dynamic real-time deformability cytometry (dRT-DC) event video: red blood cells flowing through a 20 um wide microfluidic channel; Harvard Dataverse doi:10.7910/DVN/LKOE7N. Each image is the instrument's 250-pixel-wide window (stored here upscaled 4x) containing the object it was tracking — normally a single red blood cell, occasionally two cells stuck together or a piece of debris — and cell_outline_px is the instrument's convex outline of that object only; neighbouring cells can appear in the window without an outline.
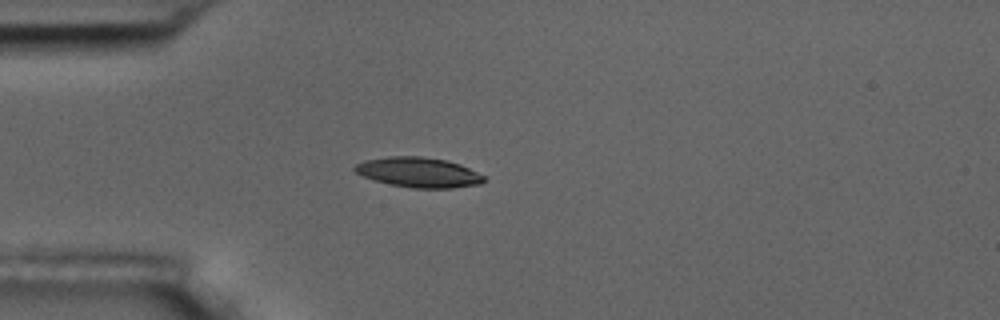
{"species": "common noctule bat (a hibernating species)", "species_latin": "Nyctalus noctula", "temperature_condition": "room temperature", "stored_images_in_passage": 4, "camera_frame_rate_fps": 3000, "um_per_image_px": 0.085, "animal": {"sex": "male", "body_mass_g": 17.5, "forearm_length_mm": 52.3}, "frame": {"image": 1, "passage_image": 4, "time_ms": 3.667, "image_size_px": [1000, 320], "cell_outline_px": [[488, 180], [480, 184], [452, 188], [412, 188], [392, 184], [376, 180], [364, 176], [356, 172], [352, 168], [356, 164], [364, 160], [388, 156], [420, 156], [448, 160], [460, 164], [488, 176]], "centroid_in_image_um": [35.66, 14.64], "position_along_channel_um": 49.3, "area_um2": 22.77}}